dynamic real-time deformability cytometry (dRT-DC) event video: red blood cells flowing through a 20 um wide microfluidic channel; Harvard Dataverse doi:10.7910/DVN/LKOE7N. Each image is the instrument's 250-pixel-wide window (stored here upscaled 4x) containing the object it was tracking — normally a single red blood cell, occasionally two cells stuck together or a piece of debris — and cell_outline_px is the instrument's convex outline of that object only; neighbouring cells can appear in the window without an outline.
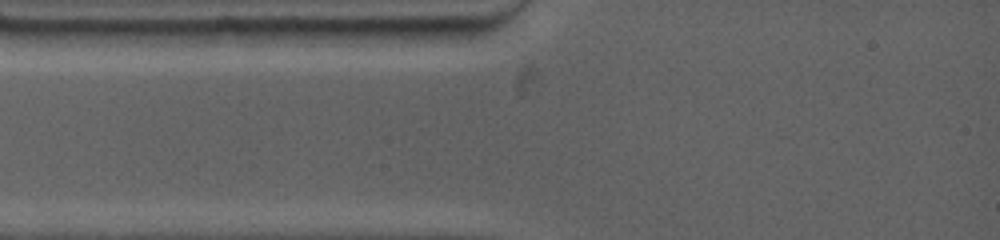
{"species": "common noctule bat (a hibernating species)", "species_latin": "Nyctalus noctula", "temperature_condition": "warm", "stored_images_in_passage": 2, "segment_of_instrument_passage": [1, 2], "camera_frame_rate_fps": 4500, "um_per_image_px": 0.085, "animal": {"sex": "female", "body_mass_g": 19.0, "forearm_length_mm": 53.3}, "frame": {"image": 1, "passage_image": 1, "time_ms": 0.0, "image_size_px": [1000, 240], "cell_outline_px": [[288, 28], [276, 44], [184, 44], [152, 32], [184, 28]], "centroid_in_image_um": [19.1, 3.03], "position_along_channel_um": 65.9, "area_um2": 13.18}}